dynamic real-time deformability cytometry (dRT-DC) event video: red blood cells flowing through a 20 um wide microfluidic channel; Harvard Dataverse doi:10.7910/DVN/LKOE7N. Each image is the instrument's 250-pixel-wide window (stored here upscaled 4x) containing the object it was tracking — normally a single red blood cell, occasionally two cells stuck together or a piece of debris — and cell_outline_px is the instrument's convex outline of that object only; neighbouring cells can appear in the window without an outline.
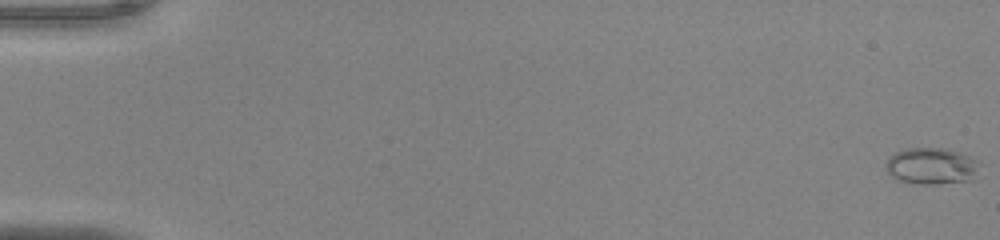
{"species": "common noctule bat (a hibernating species)", "species_latin": "Nyctalus noctula", "temperature_condition": "warm", "stored_images_in_passage": 53, "camera_frame_rate_fps": 3000, "um_per_image_px": 0.085, "animal": {"sex": "male", "body_mass_g": 20.0, "forearm_length_mm": 53.3}, "frame": {"image": 1, "passage_image": 1, "time_ms": 0.0, "image_size_px": [1000, 240], "cell_outline_px": [[980, 164], [972, 180], [936, 184], [912, 184], [900, 180], [892, 176], [888, 172], [884, 164], [896, 152], [908, 148], [944, 148], [960, 152], [980, 160]], "centroid_in_image_um": [79.21, 14.11], "position_along_channel_um": 5.8, "area_um2": 20.06}}
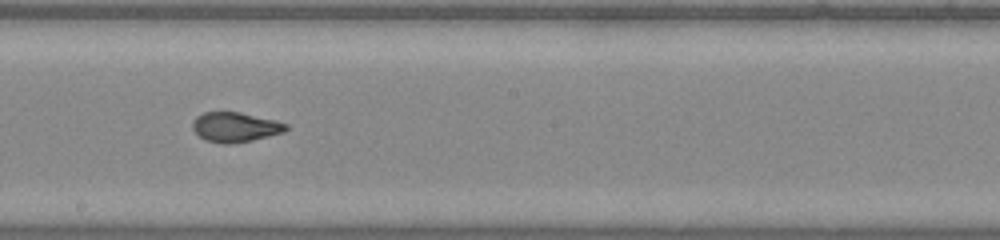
{"frame": {"image": 2, "passage_image": 31, "time_ms": 10.0, "image_size_px": [1000, 240], "cell_outline_px": [[288, 128], [284, 132], [252, 140], [228, 144], [224, 144], [204, 140], [192, 128], [192, 120], [196, 116], [204, 112], [240, 112], [288, 124]], "centroid_in_image_um": [19.95, 10.8], "position_along_channel_um": 228.2, "area_um2": 16.07}}
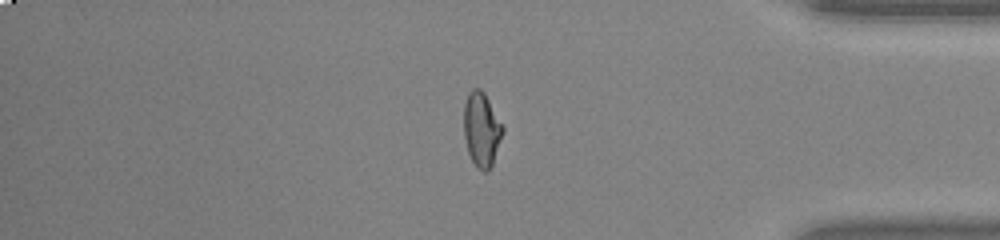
{"frame": {"image": 3, "passage_image": 45, "time_ms": 14.667, "image_size_px": [1000, 240], "cell_outline_px": [[504, 132], [492, 164], [488, 172], [484, 172], [476, 168], [468, 152], [464, 136], [464, 104], [468, 92], [472, 88], [480, 88], [484, 92], [504, 128]], "centroid_in_image_um": [40.93, 11.01], "position_along_channel_um": 394.3, "area_um2": 16.88}}